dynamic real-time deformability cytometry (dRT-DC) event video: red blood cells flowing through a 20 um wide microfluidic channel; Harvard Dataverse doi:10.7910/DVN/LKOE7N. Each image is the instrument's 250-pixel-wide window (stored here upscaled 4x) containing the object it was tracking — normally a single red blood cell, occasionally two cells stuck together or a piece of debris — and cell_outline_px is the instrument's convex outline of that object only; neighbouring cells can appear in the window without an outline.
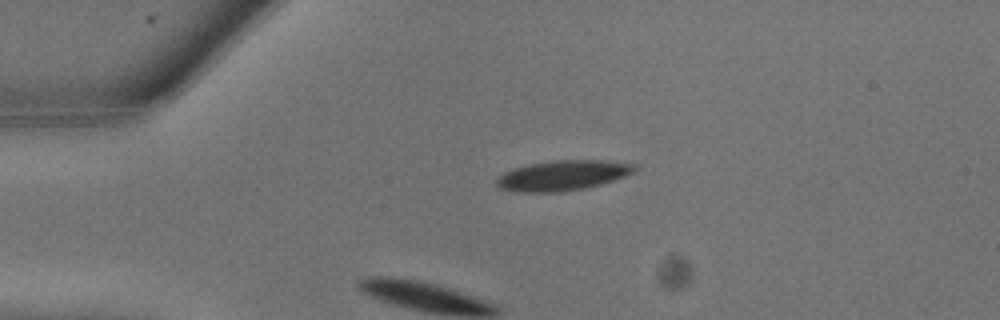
{"species": "common noctule bat (a hibernating species)", "species_latin": "Nyctalus noctula", "temperature_condition": "warm", "stored_images_in_passage": 6, "camera_frame_rate_fps": 3000, "um_per_image_px": 0.085, "animal": {"sex": "male", "body_mass_g": 13.3}, "frame": {"image": 1, "passage_image": 1, "time_ms": 0.0, "image_size_px": [1000, 320], "cell_outline_px": [[636, 172], [600, 184], [584, 188], [560, 192], [516, 192], [500, 188], [496, 184], [496, 180], [504, 172], [512, 168], [528, 164], [552, 160], [604, 160], [636, 164]], "centroid_in_image_um": [47.81, 14.9], "position_along_channel_um": 37.2, "area_um2": 24.28}}
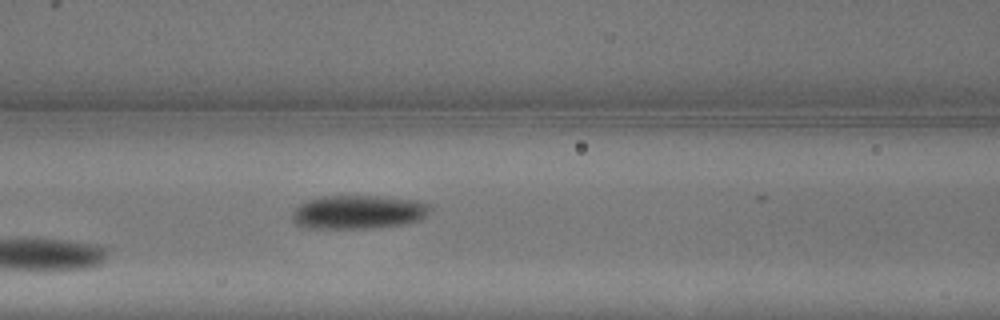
{"frame": {"image": 2, "passage_image": 6, "time_ms": 1.667, "image_size_px": [1000, 320], "cell_outline_px": [[432, 212], [428, 216], [420, 220], [404, 224], [372, 228], [304, 228], [296, 224], [292, 220], [292, 212], [300, 204], [308, 200], [320, 196], [384, 196], [416, 200], [428, 204], [432, 208]], "centroid_in_image_um": [30.49, 18.02], "position_along_channel_um": 136.1, "area_um2": 27.46}}